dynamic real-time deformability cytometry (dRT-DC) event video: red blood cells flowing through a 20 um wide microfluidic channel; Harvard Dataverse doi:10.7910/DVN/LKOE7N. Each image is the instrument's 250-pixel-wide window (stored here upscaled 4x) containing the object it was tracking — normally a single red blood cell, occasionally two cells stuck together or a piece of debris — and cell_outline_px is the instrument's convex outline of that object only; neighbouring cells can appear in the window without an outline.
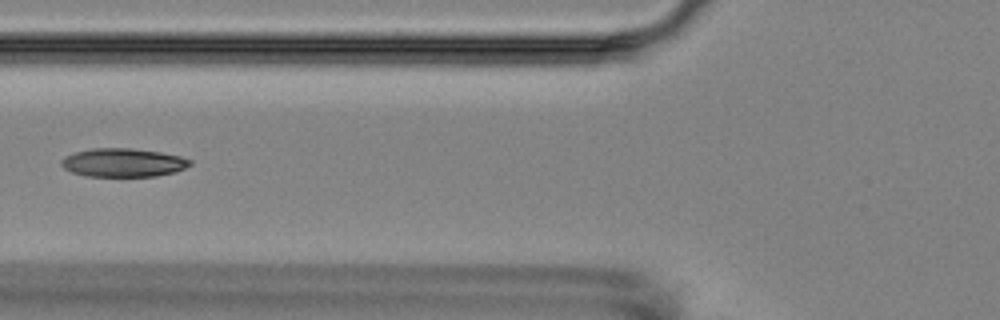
{"species": "Egyptian fruit bat (a non-hibernating species)", "species_latin": "Rousettus aegyptiacus", "temperature_condition": "room temperature", "stored_images_in_passage": 5, "camera_frame_rate_fps": 3000, "um_per_image_px": 0.085, "animal": {"sex": "female"}, "frame": {"image": 1, "passage_image": 2, "time_ms": 1.333, "image_size_px": [1000, 320], "cell_outline_px": [[192, 164], [176, 172], [156, 176], [84, 176], [72, 172], [64, 168], [60, 164], [60, 160], [64, 156], [76, 152], [92, 148], [128, 148], [160, 152], [180, 156], [192, 160]], "centroid_in_image_um": [10.46, 13.82], "position_along_channel_um": 115.3, "area_um2": 21.44}}
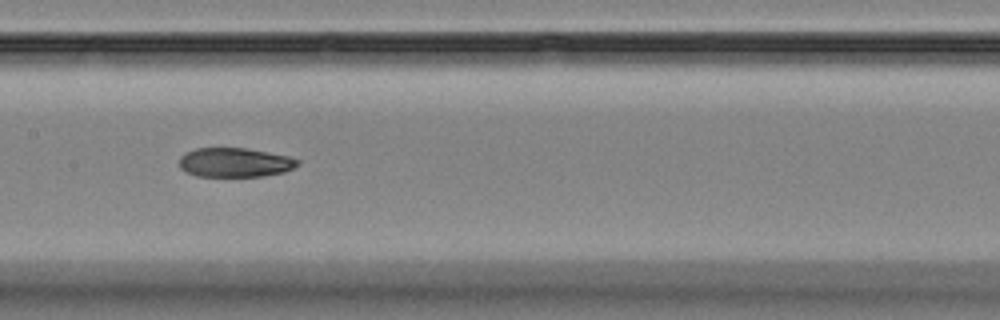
{"frame": {"image": 2, "passage_image": 4, "time_ms": 3.333, "image_size_px": [1000, 320], "cell_outline_px": [[300, 164], [284, 172], [264, 176], [196, 176], [184, 172], [180, 168], [180, 156], [184, 152], [196, 148], [244, 148], [288, 156], [300, 160]], "centroid_in_image_um": [19.93, 13.81], "position_along_channel_um": 187.5, "area_um2": 20.23}}
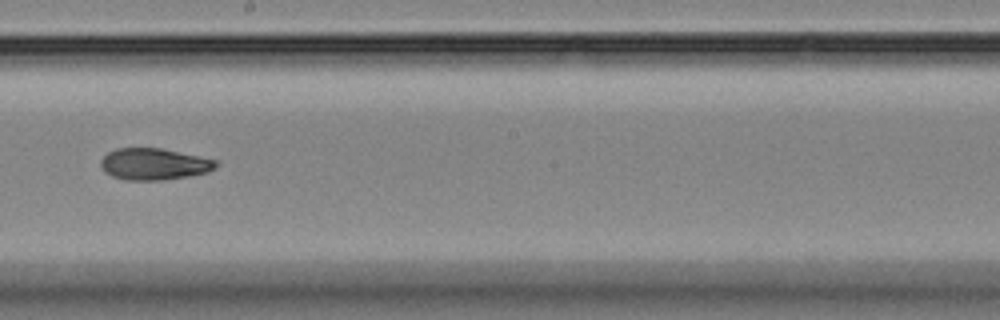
{"frame": {"image": 3, "passage_image": 5, "time_ms": 4.667, "image_size_px": [1000, 320], "cell_outline_px": [[220, 164], [208, 172], [188, 176], [164, 180], [124, 180], [112, 176], [104, 172], [100, 164], [100, 160], [108, 152], [116, 148], [160, 148], [216, 160]], "centroid_in_image_um": [13.06, 13.95], "position_along_channel_um": 235.1, "area_um2": 21.21}}